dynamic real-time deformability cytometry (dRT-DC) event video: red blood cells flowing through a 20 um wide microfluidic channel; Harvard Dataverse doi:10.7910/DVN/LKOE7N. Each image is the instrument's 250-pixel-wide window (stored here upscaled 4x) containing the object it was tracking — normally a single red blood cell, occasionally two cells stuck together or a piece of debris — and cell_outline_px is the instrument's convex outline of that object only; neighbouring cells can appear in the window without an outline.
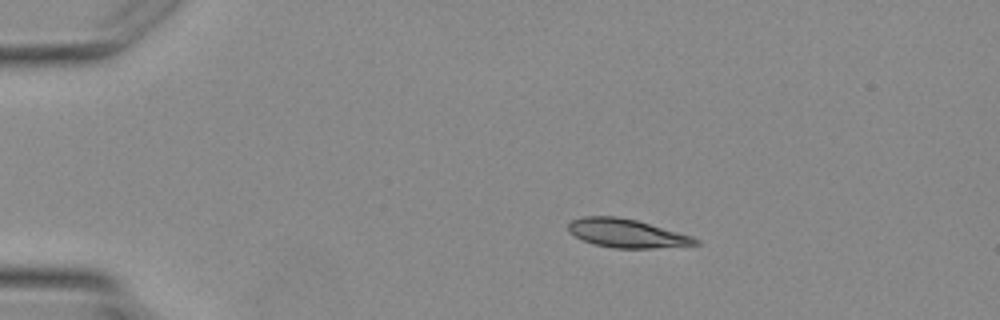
{"species": "Egyptian fruit bat (a non-hibernating species)", "species_latin": "Rousettus aegyptiacus", "temperature_condition": "warm", "stored_images_in_passage": 3, "camera_frame_rate_fps": 3000, "um_per_image_px": 0.085, "animal": {"sex": "female"}, "frame": {"image": 1, "passage_image": 2, "time_ms": 1.333, "image_size_px": [1000, 320], "cell_outline_px": [[700, 244], [652, 248], [612, 248], [592, 244], [568, 232], [568, 224], [572, 220], [584, 216], [616, 216], [636, 220], [692, 236], [700, 240]], "centroid_in_image_um": [53.25, 19.83], "position_along_channel_um": 31.8, "area_um2": 21.04}}